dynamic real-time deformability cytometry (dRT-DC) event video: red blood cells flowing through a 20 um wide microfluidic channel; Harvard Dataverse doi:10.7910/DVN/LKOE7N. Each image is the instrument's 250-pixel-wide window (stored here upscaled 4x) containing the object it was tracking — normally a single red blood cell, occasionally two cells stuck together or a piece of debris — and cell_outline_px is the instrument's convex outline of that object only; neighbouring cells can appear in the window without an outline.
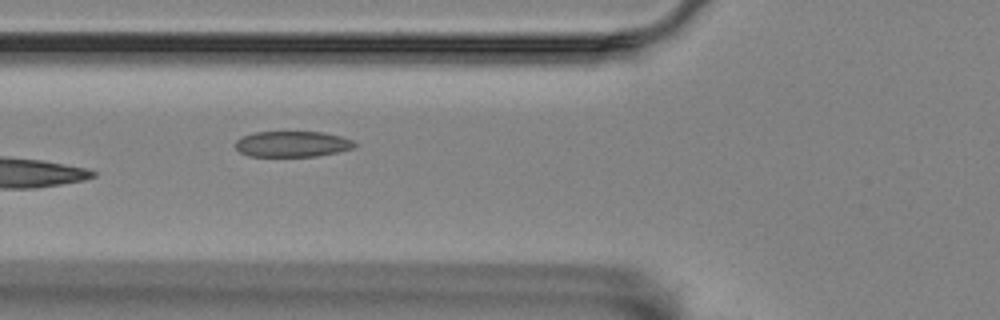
{"species": "Egyptian fruit bat (a non-hibernating species)", "species_latin": "Rousettus aegyptiacus", "temperature_condition": "room temperature", "stored_images_in_passage": 5, "camera_frame_rate_fps": 3000, "um_per_image_px": 0.085, "animal": {"sex": "female"}, "frame": {"image": 1, "passage_image": 5, "time_ms": 1.333, "image_size_px": [1000, 320], "cell_outline_px": [[356, 144], [352, 148], [336, 152], [316, 156], [248, 156], [240, 152], [236, 148], [236, 140], [244, 136], [256, 132], [324, 132], [340, 136], [352, 140]], "centroid_in_image_um": [24.83, 12.24], "position_along_channel_um": 101.0, "area_um2": 17.69}}